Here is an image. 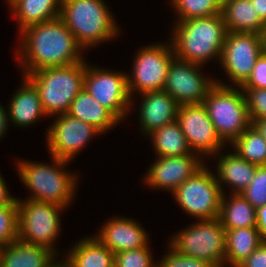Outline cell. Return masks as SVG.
<instances>
[{
	"mask_svg": "<svg viewBox=\"0 0 266 267\" xmlns=\"http://www.w3.org/2000/svg\"><path fill=\"white\" fill-rule=\"evenodd\" d=\"M19 33L21 38L16 58L20 61L23 75L85 61L81 54L84 49L60 17L28 26Z\"/></svg>",
	"mask_w": 266,
	"mask_h": 267,
	"instance_id": "1",
	"label": "cell"
},
{
	"mask_svg": "<svg viewBox=\"0 0 266 267\" xmlns=\"http://www.w3.org/2000/svg\"><path fill=\"white\" fill-rule=\"evenodd\" d=\"M170 38L174 56L204 66L214 58L220 61L227 29L221 14L175 21Z\"/></svg>",
	"mask_w": 266,
	"mask_h": 267,
	"instance_id": "2",
	"label": "cell"
},
{
	"mask_svg": "<svg viewBox=\"0 0 266 267\" xmlns=\"http://www.w3.org/2000/svg\"><path fill=\"white\" fill-rule=\"evenodd\" d=\"M51 158L52 164L18 160V176L27 189L32 191L27 199L67 208L74 199L78 175L64 169L70 161L53 156Z\"/></svg>",
	"mask_w": 266,
	"mask_h": 267,
	"instance_id": "3",
	"label": "cell"
},
{
	"mask_svg": "<svg viewBox=\"0 0 266 267\" xmlns=\"http://www.w3.org/2000/svg\"><path fill=\"white\" fill-rule=\"evenodd\" d=\"M103 0H62L60 18L83 48L118 37L120 31Z\"/></svg>",
	"mask_w": 266,
	"mask_h": 267,
	"instance_id": "4",
	"label": "cell"
},
{
	"mask_svg": "<svg viewBox=\"0 0 266 267\" xmlns=\"http://www.w3.org/2000/svg\"><path fill=\"white\" fill-rule=\"evenodd\" d=\"M37 89L49 117L68 113L73 99L84 88L85 61L50 67L24 75Z\"/></svg>",
	"mask_w": 266,
	"mask_h": 267,
	"instance_id": "5",
	"label": "cell"
},
{
	"mask_svg": "<svg viewBox=\"0 0 266 267\" xmlns=\"http://www.w3.org/2000/svg\"><path fill=\"white\" fill-rule=\"evenodd\" d=\"M232 86L216 79L203 101L216 133L229 145L252 124L243 90Z\"/></svg>",
	"mask_w": 266,
	"mask_h": 267,
	"instance_id": "6",
	"label": "cell"
},
{
	"mask_svg": "<svg viewBox=\"0 0 266 267\" xmlns=\"http://www.w3.org/2000/svg\"><path fill=\"white\" fill-rule=\"evenodd\" d=\"M171 237L168 243L177 252L225 266L226 232L218 218L197 220Z\"/></svg>",
	"mask_w": 266,
	"mask_h": 267,
	"instance_id": "7",
	"label": "cell"
},
{
	"mask_svg": "<svg viewBox=\"0 0 266 267\" xmlns=\"http://www.w3.org/2000/svg\"><path fill=\"white\" fill-rule=\"evenodd\" d=\"M18 205V239L41 247H45L56 255L54 241L59 237L61 230L60 212L66 209L52 203L21 200L17 198Z\"/></svg>",
	"mask_w": 266,
	"mask_h": 267,
	"instance_id": "8",
	"label": "cell"
},
{
	"mask_svg": "<svg viewBox=\"0 0 266 267\" xmlns=\"http://www.w3.org/2000/svg\"><path fill=\"white\" fill-rule=\"evenodd\" d=\"M172 195L180 208L196 220L219 217L222 191L215 173L206 164Z\"/></svg>",
	"mask_w": 266,
	"mask_h": 267,
	"instance_id": "9",
	"label": "cell"
},
{
	"mask_svg": "<svg viewBox=\"0 0 266 267\" xmlns=\"http://www.w3.org/2000/svg\"><path fill=\"white\" fill-rule=\"evenodd\" d=\"M84 89L120 122L126 119L134 104L125 71L100 69L85 61Z\"/></svg>",
	"mask_w": 266,
	"mask_h": 267,
	"instance_id": "10",
	"label": "cell"
},
{
	"mask_svg": "<svg viewBox=\"0 0 266 267\" xmlns=\"http://www.w3.org/2000/svg\"><path fill=\"white\" fill-rule=\"evenodd\" d=\"M147 46L137 50L132 75L127 74L128 89L132 98L136 91L141 94L163 90L169 66L175 58L171 43L160 42Z\"/></svg>",
	"mask_w": 266,
	"mask_h": 267,
	"instance_id": "11",
	"label": "cell"
},
{
	"mask_svg": "<svg viewBox=\"0 0 266 267\" xmlns=\"http://www.w3.org/2000/svg\"><path fill=\"white\" fill-rule=\"evenodd\" d=\"M262 52L261 34L227 32L219 63L229 81L235 87H241L250 77Z\"/></svg>",
	"mask_w": 266,
	"mask_h": 267,
	"instance_id": "12",
	"label": "cell"
},
{
	"mask_svg": "<svg viewBox=\"0 0 266 267\" xmlns=\"http://www.w3.org/2000/svg\"><path fill=\"white\" fill-rule=\"evenodd\" d=\"M202 65L174 58L169 66L163 90L177 104L203 103L210 89L216 84V79L206 77L200 69Z\"/></svg>",
	"mask_w": 266,
	"mask_h": 267,
	"instance_id": "13",
	"label": "cell"
},
{
	"mask_svg": "<svg viewBox=\"0 0 266 267\" xmlns=\"http://www.w3.org/2000/svg\"><path fill=\"white\" fill-rule=\"evenodd\" d=\"M176 121L193 153L207 157L215 154V157L219 151H222L221 148L227 145L216 133L203 103L180 105Z\"/></svg>",
	"mask_w": 266,
	"mask_h": 267,
	"instance_id": "14",
	"label": "cell"
},
{
	"mask_svg": "<svg viewBox=\"0 0 266 267\" xmlns=\"http://www.w3.org/2000/svg\"><path fill=\"white\" fill-rule=\"evenodd\" d=\"M46 133L47 148L51 156L68 161L73 160L90 139L103 134L95 126L73 118L67 113L56 115L54 123L48 127Z\"/></svg>",
	"mask_w": 266,
	"mask_h": 267,
	"instance_id": "15",
	"label": "cell"
},
{
	"mask_svg": "<svg viewBox=\"0 0 266 267\" xmlns=\"http://www.w3.org/2000/svg\"><path fill=\"white\" fill-rule=\"evenodd\" d=\"M203 161L205 160L197 153L157 157L150 168L148 167L143 182L152 189H168L169 192L173 193L184 181L205 165L202 163Z\"/></svg>",
	"mask_w": 266,
	"mask_h": 267,
	"instance_id": "16",
	"label": "cell"
},
{
	"mask_svg": "<svg viewBox=\"0 0 266 267\" xmlns=\"http://www.w3.org/2000/svg\"><path fill=\"white\" fill-rule=\"evenodd\" d=\"M132 218H109L95 237L114 254L121 251L149 247V235Z\"/></svg>",
	"mask_w": 266,
	"mask_h": 267,
	"instance_id": "17",
	"label": "cell"
},
{
	"mask_svg": "<svg viewBox=\"0 0 266 267\" xmlns=\"http://www.w3.org/2000/svg\"><path fill=\"white\" fill-rule=\"evenodd\" d=\"M139 95L142 96L139 108L140 130L146 133L145 136L176 121L179 105L166 91H149Z\"/></svg>",
	"mask_w": 266,
	"mask_h": 267,
	"instance_id": "18",
	"label": "cell"
},
{
	"mask_svg": "<svg viewBox=\"0 0 266 267\" xmlns=\"http://www.w3.org/2000/svg\"><path fill=\"white\" fill-rule=\"evenodd\" d=\"M23 83L13 94L7 109L9 121L18 128L29 127L46 114L35 86L23 76Z\"/></svg>",
	"mask_w": 266,
	"mask_h": 267,
	"instance_id": "19",
	"label": "cell"
},
{
	"mask_svg": "<svg viewBox=\"0 0 266 267\" xmlns=\"http://www.w3.org/2000/svg\"><path fill=\"white\" fill-rule=\"evenodd\" d=\"M58 256L51 250L16 240L0 247V267H48Z\"/></svg>",
	"mask_w": 266,
	"mask_h": 267,
	"instance_id": "20",
	"label": "cell"
},
{
	"mask_svg": "<svg viewBox=\"0 0 266 267\" xmlns=\"http://www.w3.org/2000/svg\"><path fill=\"white\" fill-rule=\"evenodd\" d=\"M220 153L219 151L216 154L220 156L216 161V177L222 194L225 193L224 185L222 186L223 183L231 188L230 193H241L249 186L251 180L254 178L257 165L240 158L234 151L233 153H225L223 155Z\"/></svg>",
	"mask_w": 266,
	"mask_h": 267,
	"instance_id": "21",
	"label": "cell"
},
{
	"mask_svg": "<svg viewBox=\"0 0 266 267\" xmlns=\"http://www.w3.org/2000/svg\"><path fill=\"white\" fill-rule=\"evenodd\" d=\"M220 14L227 32L262 34L265 23L250 0H226Z\"/></svg>",
	"mask_w": 266,
	"mask_h": 267,
	"instance_id": "22",
	"label": "cell"
},
{
	"mask_svg": "<svg viewBox=\"0 0 266 267\" xmlns=\"http://www.w3.org/2000/svg\"><path fill=\"white\" fill-rule=\"evenodd\" d=\"M61 5L62 0H14L8 6L21 32L28 26L59 18Z\"/></svg>",
	"mask_w": 266,
	"mask_h": 267,
	"instance_id": "23",
	"label": "cell"
},
{
	"mask_svg": "<svg viewBox=\"0 0 266 267\" xmlns=\"http://www.w3.org/2000/svg\"><path fill=\"white\" fill-rule=\"evenodd\" d=\"M67 114L95 126L102 133H106L120 123L107 108L98 103L84 88L73 99Z\"/></svg>",
	"mask_w": 266,
	"mask_h": 267,
	"instance_id": "24",
	"label": "cell"
},
{
	"mask_svg": "<svg viewBox=\"0 0 266 267\" xmlns=\"http://www.w3.org/2000/svg\"><path fill=\"white\" fill-rule=\"evenodd\" d=\"M76 243L65 256L69 267H114V253L95 236Z\"/></svg>",
	"mask_w": 266,
	"mask_h": 267,
	"instance_id": "25",
	"label": "cell"
},
{
	"mask_svg": "<svg viewBox=\"0 0 266 267\" xmlns=\"http://www.w3.org/2000/svg\"><path fill=\"white\" fill-rule=\"evenodd\" d=\"M231 196V197H230ZM222 194L219 221L224 229L256 227V209L241 193Z\"/></svg>",
	"mask_w": 266,
	"mask_h": 267,
	"instance_id": "26",
	"label": "cell"
},
{
	"mask_svg": "<svg viewBox=\"0 0 266 267\" xmlns=\"http://www.w3.org/2000/svg\"><path fill=\"white\" fill-rule=\"evenodd\" d=\"M225 232V266L228 264L229 267H237L262 243L256 227L225 229Z\"/></svg>",
	"mask_w": 266,
	"mask_h": 267,
	"instance_id": "27",
	"label": "cell"
},
{
	"mask_svg": "<svg viewBox=\"0 0 266 267\" xmlns=\"http://www.w3.org/2000/svg\"><path fill=\"white\" fill-rule=\"evenodd\" d=\"M148 137L151 138L156 157L193 154L177 121L160 127Z\"/></svg>",
	"mask_w": 266,
	"mask_h": 267,
	"instance_id": "28",
	"label": "cell"
},
{
	"mask_svg": "<svg viewBox=\"0 0 266 267\" xmlns=\"http://www.w3.org/2000/svg\"><path fill=\"white\" fill-rule=\"evenodd\" d=\"M231 144L232 150L240 158L257 166L266 165V140L254 124H251Z\"/></svg>",
	"mask_w": 266,
	"mask_h": 267,
	"instance_id": "29",
	"label": "cell"
},
{
	"mask_svg": "<svg viewBox=\"0 0 266 267\" xmlns=\"http://www.w3.org/2000/svg\"><path fill=\"white\" fill-rule=\"evenodd\" d=\"M176 11L174 21H184L191 18L211 17L221 13L219 0H170Z\"/></svg>",
	"mask_w": 266,
	"mask_h": 267,
	"instance_id": "30",
	"label": "cell"
},
{
	"mask_svg": "<svg viewBox=\"0 0 266 267\" xmlns=\"http://www.w3.org/2000/svg\"><path fill=\"white\" fill-rule=\"evenodd\" d=\"M18 236V205L0 206V247L18 240Z\"/></svg>",
	"mask_w": 266,
	"mask_h": 267,
	"instance_id": "31",
	"label": "cell"
},
{
	"mask_svg": "<svg viewBox=\"0 0 266 267\" xmlns=\"http://www.w3.org/2000/svg\"><path fill=\"white\" fill-rule=\"evenodd\" d=\"M149 247H141L114 254V267H157Z\"/></svg>",
	"mask_w": 266,
	"mask_h": 267,
	"instance_id": "32",
	"label": "cell"
},
{
	"mask_svg": "<svg viewBox=\"0 0 266 267\" xmlns=\"http://www.w3.org/2000/svg\"><path fill=\"white\" fill-rule=\"evenodd\" d=\"M241 194L255 209L266 205V165L256 167L254 178Z\"/></svg>",
	"mask_w": 266,
	"mask_h": 267,
	"instance_id": "33",
	"label": "cell"
},
{
	"mask_svg": "<svg viewBox=\"0 0 266 267\" xmlns=\"http://www.w3.org/2000/svg\"><path fill=\"white\" fill-rule=\"evenodd\" d=\"M252 124L266 119V88H241Z\"/></svg>",
	"mask_w": 266,
	"mask_h": 267,
	"instance_id": "34",
	"label": "cell"
},
{
	"mask_svg": "<svg viewBox=\"0 0 266 267\" xmlns=\"http://www.w3.org/2000/svg\"><path fill=\"white\" fill-rule=\"evenodd\" d=\"M168 253L161 257L157 267H214L207 261L183 255L168 245Z\"/></svg>",
	"mask_w": 266,
	"mask_h": 267,
	"instance_id": "35",
	"label": "cell"
},
{
	"mask_svg": "<svg viewBox=\"0 0 266 267\" xmlns=\"http://www.w3.org/2000/svg\"><path fill=\"white\" fill-rule=\"evenodd\" d=\"M240 88H266V52L256 59L250 77Z\"/></svg>",
	"mask_w": 266,
	"mask_h": 267,
	"instance_id": "36",
	"label": "cell"
},
{
	"mask_svg": "<svg viewBox=\"0 0 266 267\" xmlns=\"http://www.w3.org/2000/svg\"><path fill=\"white\" fill-rule=\"evenodd\" d=\"M237 267H266V242L262 243Z\"/></svg>",
	"mask_w": 266,
	"mask_h": 267,
	"instance_id": "37",
	"label": "cell"
},
{
	"mask_svg": "<svg viewBox=\"0 0 266 267\" xmlns=\"http://www.w3.org/2000/svg\"><path fill=\"white\" fill-rule=\"evenodd\" d=\"M256 228L260 232L261 240L266 242V205L256 209Z\"/></svg>",
	"mask_w": 266,
	"mask_h": 267,
	"instance_id": "38",
	"label": "cell"
},
{
	"mask_svg": "<svg viewBox=\"0 0 266 267\" xmlns=\"http://www.w3.org/2000/svg\"><path fill=\"white\" fill-rule=\"evenodd\" d=\"M6 181L0 173V206L2 205H17V198L11 196L6 186Z\"/></svg>",
	"mask_w": 266,
	"mask_h": 267,
	"instance_id": "39",
	"label": "cell"
},
{
	"mask_svg": "<svg viewBox=\"0 0 266 267\" xmlns=\"http://www.w3.org/2000/svg\"><path fill=\"white\" fill-rule=\"evenodd\" d=\"M9 119H8V114L7 110L5 107H3L0 104V140L3 138L2 136H5L7 133V129L9 127Z\"/></svg>",
	"mask_w": 266,
	"mask_h": 267,
	"instance_id": "40",
	"label": "cell"
},
{
	"mask_svg": "<svg viewBox=\"0 0 266 267\" xmlns=\"http://www.w3.org/2000/svg\"><path fill=\"white\" fill-rule=\"evenodd\" d=\"M261 20L266 23V0H250Z\"/></svg>",
	"mask_w": 266,
	"mask_h": 267,
	"instance_id": "41",
	"label": "cell"
},
{
	"mask_svg": "<svg viewBox=\"0 0 266 267\" xmlns=\"http://www.w3.org/2000/svg\"><path fill=\"white\" fill-rule=\"evenodd\" d=\"M254 125L258 128V130L262 133L264 139L266 140V119L257 120Z\"/></svg>",
	"mask_w": 266,
	"mask_h": 267,
	"instance_id": "42",
	"label": "cell"
},
{
	"mask_svg": "<svg viewBox=\"0 0 266 267\" xmlns=\"http://www.w3.org/2000/svg\"><path fill=\"white\" fill-rule=\"evenodd\" d=\"M48 267H69V264L66 259L64 260H55L53 263H51Z\"/></svg>",
	"mask_w": 266,
	"mask_h": 267,
	"instance_id": "43",
	"label": "cell"
},
{
	"mask_svg": "<svg viewBox=\"0 0 266 267\" xmlns=\"http://www.w3.org/2000/svg\"><path fill=\"white\" fill-rule=\"evenodd\" d=\"M261 36H262V43H263V51L266 52V23L263 27Z\"/></svg>",
	"mask_w": 266,
	"mask_h": 267,
	"instance_id": "44",
	"label": "cell"
},
{
	"mask_svg": "<svg viewBox=\"0 0 266 267\" xmlns=\"http://www.w3.org/2000/svg\"><path fill=\"white\" fill-rule=\"evenodd\" d=\"M14 0H6V2H8L7 4L9 5L11 2H13Z\"/></svg>",
	"mask_w": 266,
	"mask_h": 267,
	"instance_id": "45",
	"label": "cell"
}]
</instances>
